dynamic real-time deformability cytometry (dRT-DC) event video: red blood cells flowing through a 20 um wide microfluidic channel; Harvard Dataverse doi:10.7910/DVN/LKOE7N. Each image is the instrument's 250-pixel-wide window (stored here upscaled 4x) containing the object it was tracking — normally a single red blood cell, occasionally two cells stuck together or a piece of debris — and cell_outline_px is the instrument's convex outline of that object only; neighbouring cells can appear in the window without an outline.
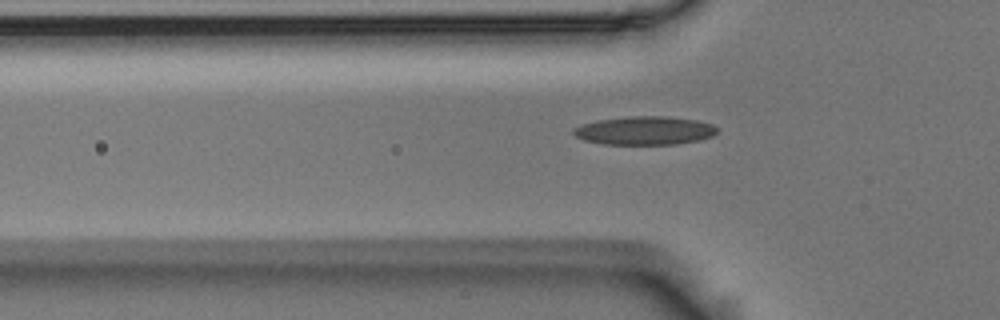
{"species": "Egyptian fruit bat (a non-hibernating species)", "species_latin": "Rousettus aegyptiacus", "temperature_condition": "room temperature", "stored_images_in_passage": 39, "camera_frame_rate_fps": 3000, "um_per_image_px": 0.085, "animal": {"sex": "male"}, "frame": {"image": 1, "passage_image": 2, "time_ms": 0.333, "image_size_px": [1000, 320], "cell_outline_px": [[716, 132], [712, 136], [700, 140], [676, 144], [604, 144], [584, 140], [576, 136], [572, 132], [572, 128], [580, 124], [596, 120], [628, 116], [668, 116], [696, 120], [712, 124], [716, 128]], "centroid_in_image_um": [54.76, 11.09], "position_along_channel_um": 71.0, "area_um2": 23.93}}
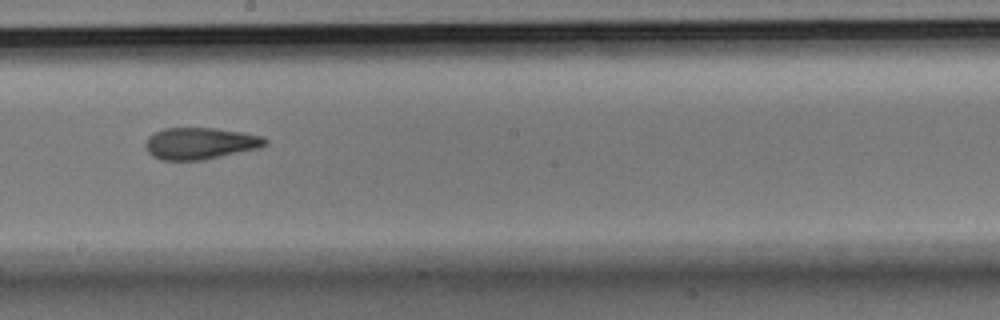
{"frame": {"image": 2, "passage_image": 15, "time_ms": 4.667, "image_size_px": [1000, 320], "cell_outline_px": [[268, 144], [260, 148], [204, 160], [160, 160], [152, 156], [144, 148], [144, 144], [148, 136], [152, 132], [164, 128], [216, 128], [264, 136], [268, 140]], "centroid_in_image_um": [17.0, 12.19], "position_along_channel_um": 231.2, "area_um2": 22.48}}
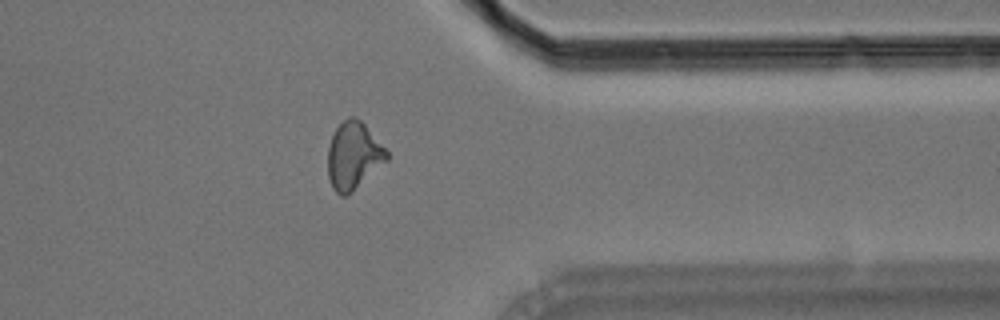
{"frame": {"image": 3, "passage_image": 28, "time_ms": 9.0, "image_size_px": [1000, 320], "cell_outline_px": [[388, 160], [348, 196], [340, 196], [332, 188], [328, 176], [328, 148], [332, 136], [336, 128], [348, 116], [356, 116], [364, 124], [388, 152]], "centroid_in_image_um": [30.03, 13.26], "position_along_channel_um": 381.4, "area_um2": 23.06}, "authors_computed_cell_mechanics": {"area_um2": 22.253, "velocity_mm_per_s": 3.6663, "shape_relaxation_time_tau1_ms": 5.3404, "shape_relaxation_time_tau2_ms": 2.4613, "deformation_change_tau1": 0.1849, "deformation_change_tau2": 0.1118}}